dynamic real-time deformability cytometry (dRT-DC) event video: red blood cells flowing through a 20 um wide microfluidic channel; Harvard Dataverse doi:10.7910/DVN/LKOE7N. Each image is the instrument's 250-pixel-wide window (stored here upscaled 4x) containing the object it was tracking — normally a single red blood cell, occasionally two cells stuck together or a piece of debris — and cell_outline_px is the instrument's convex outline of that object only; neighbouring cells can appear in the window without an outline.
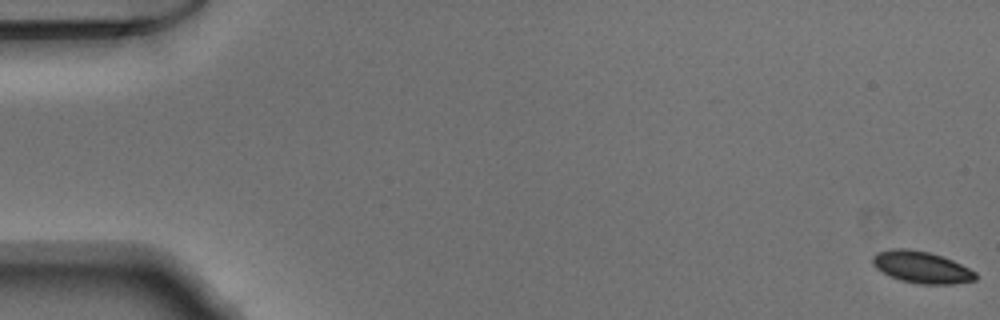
{"species": "Egyptian fruit bat (a non-hibernating species)", "species_latin": "Rousettus aegyptiacus", "temperature_condition": "warm", "stored_images_in_passage": 52, "camera_frame_rate_fps": 3000, "um_per_image_px": 0.085, "animal": {"sex": "male"}, "frame": {"image": 1, "passage_image": 1, "time_ms": 0.0, "image_size_px": [1000, 320], "cell_outline_px": [[976, 280], [952, 284], [920, 284], [900, 280], [888, 276], [876, 268], [872, 264], [872, 256], [876, 252], [892, 248], [908, 248], [928, 252], [952, 260], [976, 272]], "centroid_in_image_um": [78.28, 22.71], "position_along_channel_um": 6.7, "area_um2": 19.13}}
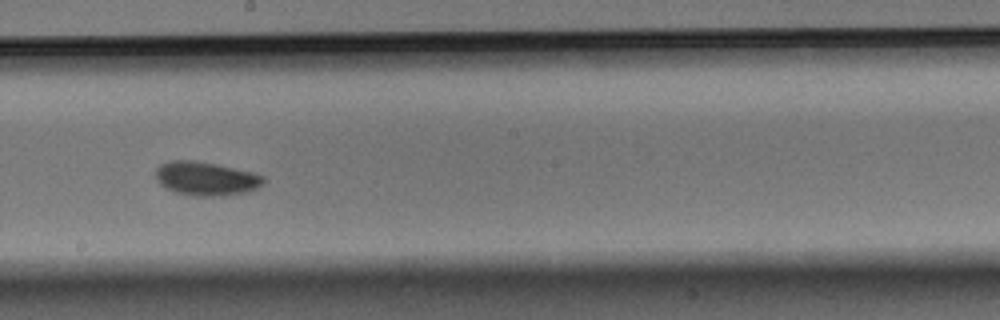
{"frame": {"image": 2, "passage_image": 30, "time_ms": 9.667, "image_size_px": [1000, 320], "cell_outline_px": [[264, 184], [248, 192], [220, 196], [192, 196], [176, 192], [164, 188], [156, 180], [156, 168], [160, 164], [168, 160], [196, 160], [216, 164], [252, 172], [264, 176]], "centroid_in_image_um": [17.48, 15.18], "position_along_channel_um": 230.7, "area_um2": 21.44}}
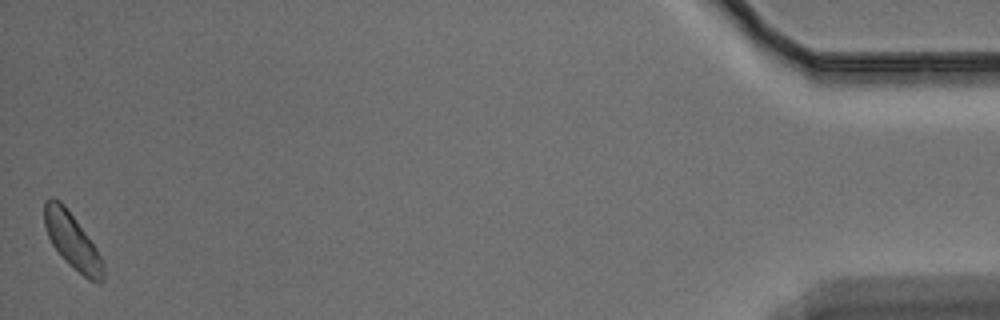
{"frame": {"image": 3, "passage_image": 52, "time_ms": 17.0, "image_size_px": [1000, 320], "cell_outline_px": [[104, 280], [100, 284], [96, 284], [88, 280], [52, 244], [48, 236], [44, 224], [44, 200], [52, 196], [60, 200], [64, 204], [96, 248], [104, 264]], "centroid_in_image_um": [6.15, 20.45], "position_along_channel_um": 429.0, "area_um2": 18.61}}